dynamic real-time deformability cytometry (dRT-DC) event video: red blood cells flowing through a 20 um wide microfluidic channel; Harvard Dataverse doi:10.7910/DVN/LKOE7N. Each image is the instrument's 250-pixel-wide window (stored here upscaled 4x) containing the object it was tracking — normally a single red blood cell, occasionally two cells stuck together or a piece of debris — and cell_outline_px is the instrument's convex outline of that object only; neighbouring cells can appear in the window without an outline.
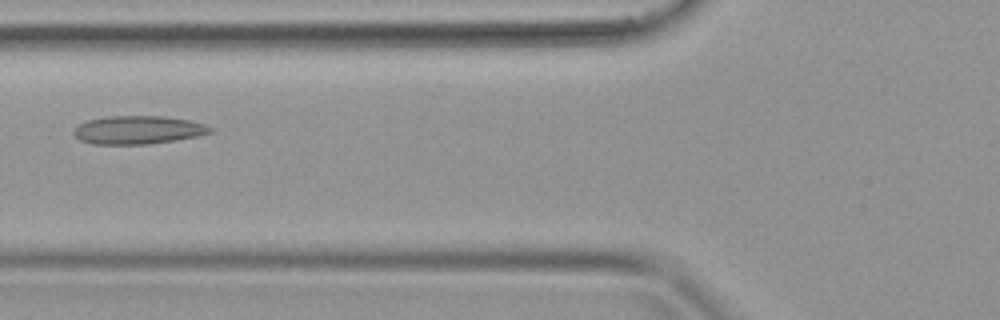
{"species": "common noctule bat (a hibernating species)", "species_latin": "Nyctalus noctula", "temperature_condition": "warm", "stored_images_in_passage": 29, "camera_frame_rate_fps": 3000, "um_per_image_px": 0.085, "animal": {"sex": "female", "body_mass_g": 19.9}, "frame": {"image": 1, "passage_image": 5, "time_ms": 1.333, "image_size_px": [1000, 320], "cell_outline_px": [[212, 132], [196, 136], [176, 140], [148, 144], [92, 144], [80, 140], [72, 132], [72, 128], [76, 124], [88, 120], [108, 116], [164, 116], [188, 120], [204, 124], [212, 128]], "centroid_in_image_um": [11.67, 11.04], "position_along_channel_um": 114.1, "area_um2": 22.54}}
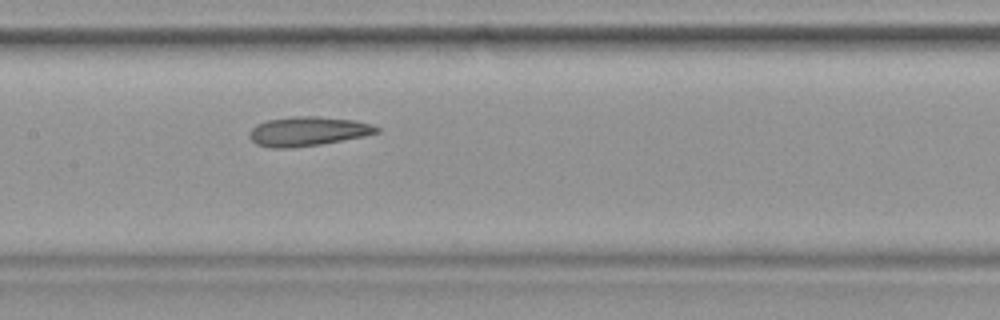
{"frame": {"image": 2, "passage_image": 9, "time_ms": 2.667, "image_size_px": [1000, 320], "cell_outline_px": [[380, 132], [364, 136], [320, 144], [292, 148], [268, 148], [256, 144], [248, 136], [248, 132], [256, 124], [268, 120], [292, 116], [316, 116], [356, 120], [372, 124], [380, 128]], "centroid_in_image_um": [26.15, 11.16], "position_along_channel_um": 181.3, "area_um2": 21.91}}
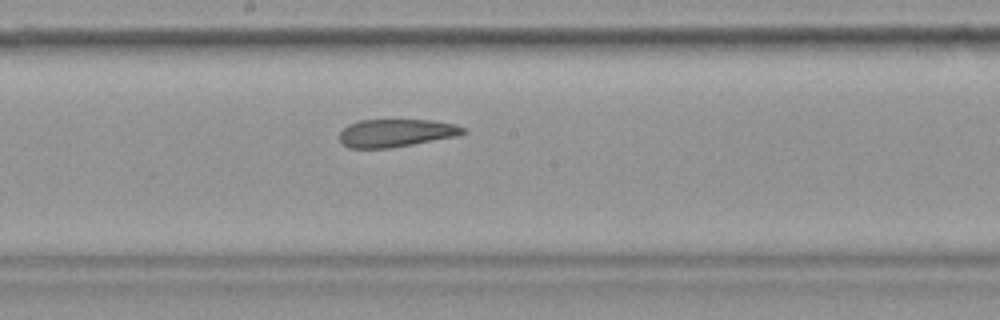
{"frame": {"image": 3, "passage_image": 11, "time_ms": 3.333, "image_size_px": [1000, 320], "cell_outline_px": [[468, 132], [456, 136], [392, 148], [348, 148], [340, 140], [340, 132], [348, 124], [360, 120], [432, 120], [456, 124], [468, 128]], "centroid_in_image_um": [33.71, 11.3], "position_along_channel_um": 214.5, "area_um2": 20.17}}